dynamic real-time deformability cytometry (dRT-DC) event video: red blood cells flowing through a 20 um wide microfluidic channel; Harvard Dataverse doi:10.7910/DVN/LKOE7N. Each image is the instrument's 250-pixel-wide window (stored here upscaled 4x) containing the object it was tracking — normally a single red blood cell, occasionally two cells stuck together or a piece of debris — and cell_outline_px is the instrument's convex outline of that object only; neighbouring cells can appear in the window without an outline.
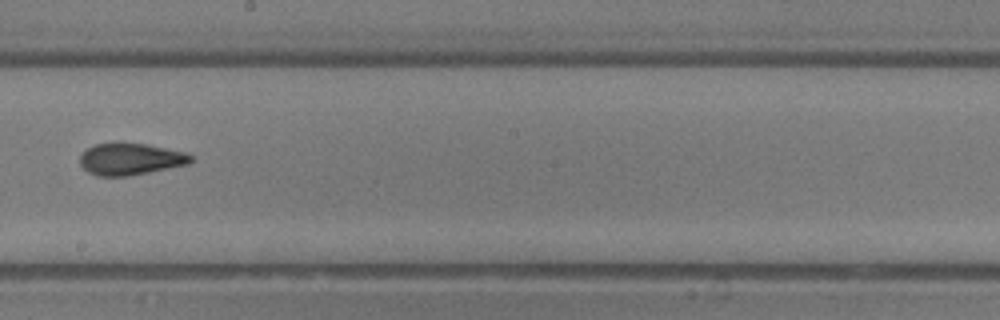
{"species": "common noctule bat (a hibernating species)", "species_latin": "Nyctalus noctula", "temperature_condition": "room temperature", "stored_images_in_passage": 16, "camera_frame_rate_fps": 3000, "um_per_image_px": 0.085, "animal": {"sex": "male", "body_mass_g": 13.3}, "frame": {"image": 1, "passage_image": 14, "time_ms": 4.333, "image_size_px": [1000, 320], "cell_outline_px": [[192, 160], [188, 164], [128, 176], [96, 176], [88, 172], [80, 164], [80, 156], [88, 148], [96, 144], [112, 140], [116, 140], [144, 144], [184, 152], [192, 156]], "centroid_in_image_um": [11.03, 13.49], "position_along_channel_um": 237.2, "area_um2": 20.75}}